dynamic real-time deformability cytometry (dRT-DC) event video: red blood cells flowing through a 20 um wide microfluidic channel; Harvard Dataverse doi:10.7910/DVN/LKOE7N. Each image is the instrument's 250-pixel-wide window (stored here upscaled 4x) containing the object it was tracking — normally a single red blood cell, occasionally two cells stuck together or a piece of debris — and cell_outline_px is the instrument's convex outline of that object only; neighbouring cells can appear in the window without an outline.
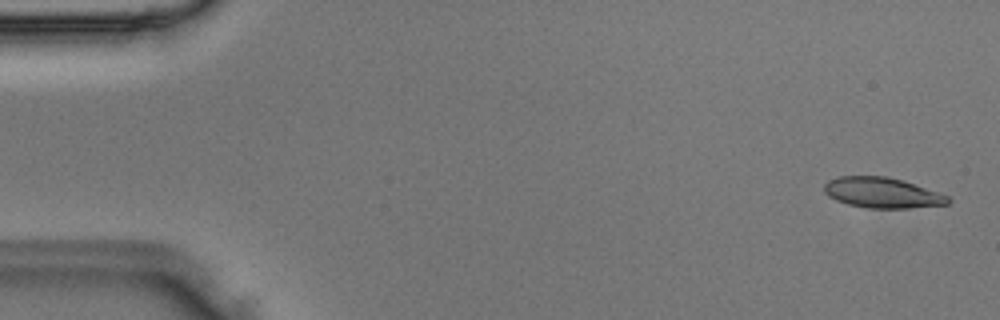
{"species": "Egyptian fruit bat (a non-hibernating species)", "species_latin": "Rousettus aegyptiacus", "temperature_condition": "room temperature", "stored_images_in_passage": 48, "camera_frame_rate_fps": 3000, "um_per_image_px": 0.085, "animal": {"sex": "male"}, "frame": {"image": 1, "passage_image": 2, "time_ms": 0.333, "image_size_px": [1000, 320], "cell_outline_px": [[952, 200], [948, 204], [908, 208], [868, 208], [848, 204], [836, 200], [828, 196], [824, 192], [824, 184], [828, 180], [840, 176], [888, 176], [904, 180], [948, 196]], "centroid_in_image_um": [74.97, 16.38], "position_along_channel_um": 10.0, "area_um2": 22.02}}
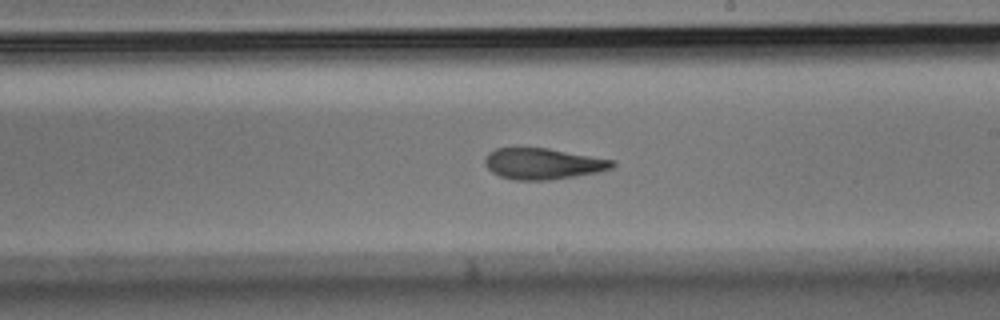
{"frame": {"image": 2, "passage_image": 28, "time_ms": 9.0, "image_size_px": [1000, 320], "cell_outline_px": [[616, 164], [612, 168], [600, 172], [548, 180], [516, 180], [500, 176], [492, 172], [484, 164], [484, 156], [488, 152], [496, 148], [548, 148], [616, 160]], "centroid_in_image_um": [46.16, 13.91], "position_along_channel_um": 242.8, "area_um2": 23.24}}
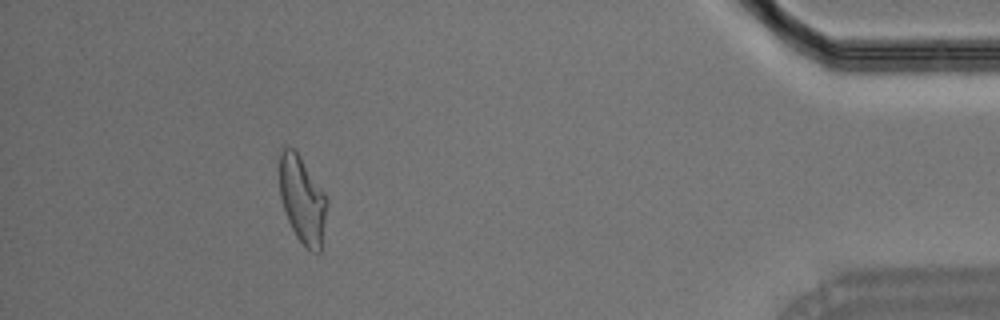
{"frame": {"image": 3, "passage_image": 44, "time_ms": 14.333, "image_size_px": [1000, 320], "cell_outline_px": [[328, 204], [320, 252], [312, 252], [296, 236], [288, 220], [280, 196], [280, 148], [292, 148], [300, 156], [324, 192], [328, 200]], "centroid_in_image_um": [25.71, 16.98], "position_along_channel_um": 409.5, "area_um2": 23.7}}